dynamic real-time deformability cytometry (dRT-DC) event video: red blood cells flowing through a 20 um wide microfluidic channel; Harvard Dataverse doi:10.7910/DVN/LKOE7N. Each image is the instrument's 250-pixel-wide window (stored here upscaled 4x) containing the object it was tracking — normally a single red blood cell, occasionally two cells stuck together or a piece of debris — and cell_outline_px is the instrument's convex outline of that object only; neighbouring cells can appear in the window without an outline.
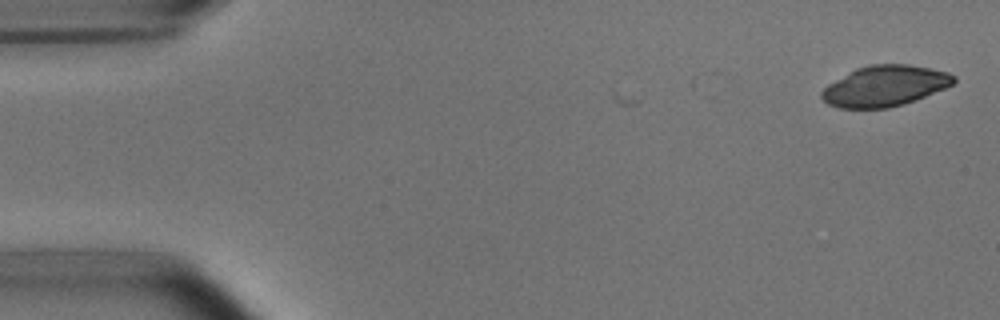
{"species": "common noctule bat (a hibernating species)", "species_latin": "Nyctalus noctula", "temperature_condition": "room temperature", "stored_images_in_passage": 2, "camera_frame_rate_fps": 3000, "um_per_image_px": 0.085, "animal": {"sex": "male", "body_mass_g": 15.6}, "frame": {"image": 1, "passage_image": 2, "time_ms": 0.333, "image_size_px": [1000, 320], "cell_outline_px": [[956, 80], [952, 84], [944, 88], [904, 104], [888, 108], [840, 108], [828, 104], [820, 96], [820, 92], [828, 84], [848, 72], [856, 68], [868, 64], [908, 64], [948, 72], [956, 76]], "centroid_in_image_um": [75.18, 7.3], "position_along_channel_um": 9.8, "area_um2": 31.21}}